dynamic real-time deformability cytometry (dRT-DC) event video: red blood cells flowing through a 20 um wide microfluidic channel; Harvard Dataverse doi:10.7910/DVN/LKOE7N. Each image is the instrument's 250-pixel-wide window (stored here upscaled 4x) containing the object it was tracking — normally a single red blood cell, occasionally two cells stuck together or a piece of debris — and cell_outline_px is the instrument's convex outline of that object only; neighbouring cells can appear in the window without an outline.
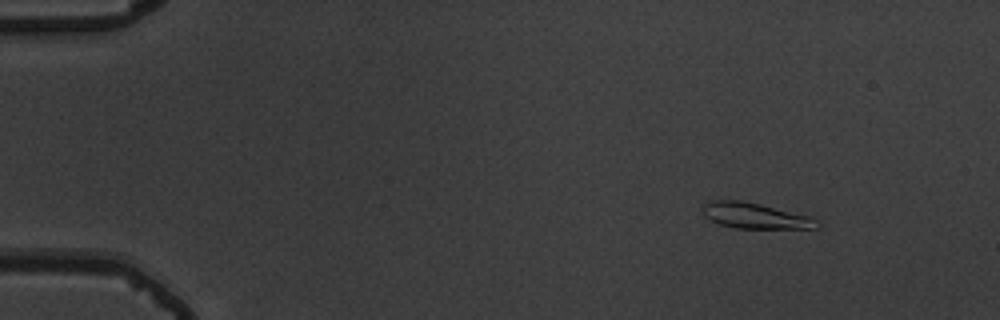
{"species": "common noctule bat (a hibernating species)", "species_latin": "Nyctalus noctula", "temperature_condition": "warm", "stored_images_in_passage": 49, "camera_frame_rate_fps": 3000, "um_per_image_px": 0.085, "animal": {"sex": "male", "body_mass_g": 19.5, "forearm_length_mm": 54.6}, "frame": {"image": 1, "passage_image": 1, "time_ms": 0.0, "image_size_px": [1000, 320], "cell_outline_px": [[820, 228], [736, 228], [720, 224], [704, 216], [704, 204], [708, 200], [740, 200], [760, 204], [808, 216], [816, 220], [820, 224]], "centroid_in_image_um": [64.17, 18.34], "position_along_channel_um": 20.8, "area_um2": 16.82}}
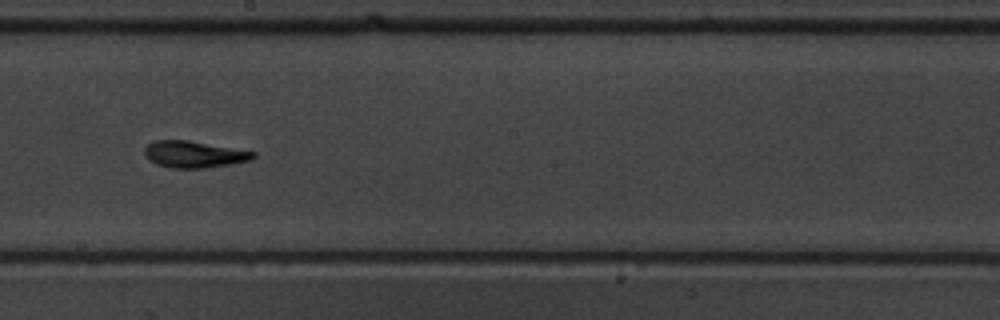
{"frame": {"image": 2, "passage_image": 26, "time_ms": 8.333, "image_size_px": [1000, 320], "cell_outline_px": [[256, 156], [252, 160], [204, 168], [172, 168], [156, 164], [148, 160], [144, 152], [144, 148], [152, 140], [188, 140], [256, 152]], "centroid_in_image_um": [16.46, 13.11], "position_along_channel_um": 231.7, "area_um2": 16.88}}
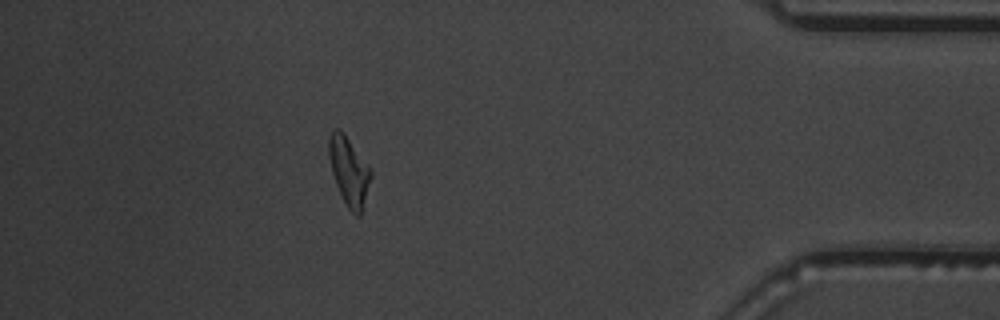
{"frame": {"image": 3, "passage_image": 43, "time_ms": 14.0, "image_size_px": [1000, 320], "cell_outline_px": [[372, 176], [360, 216], [356, 216], [348, 208], [336, 184], [332, 172], [328, 156], [328, 136], [332, 128], [340, 128], [344, 132], [372, 168]], "centroid_in_image_um": [29.66, 14.47], "position_along_channel_um": 405.5, "area_um2": 17.05}}